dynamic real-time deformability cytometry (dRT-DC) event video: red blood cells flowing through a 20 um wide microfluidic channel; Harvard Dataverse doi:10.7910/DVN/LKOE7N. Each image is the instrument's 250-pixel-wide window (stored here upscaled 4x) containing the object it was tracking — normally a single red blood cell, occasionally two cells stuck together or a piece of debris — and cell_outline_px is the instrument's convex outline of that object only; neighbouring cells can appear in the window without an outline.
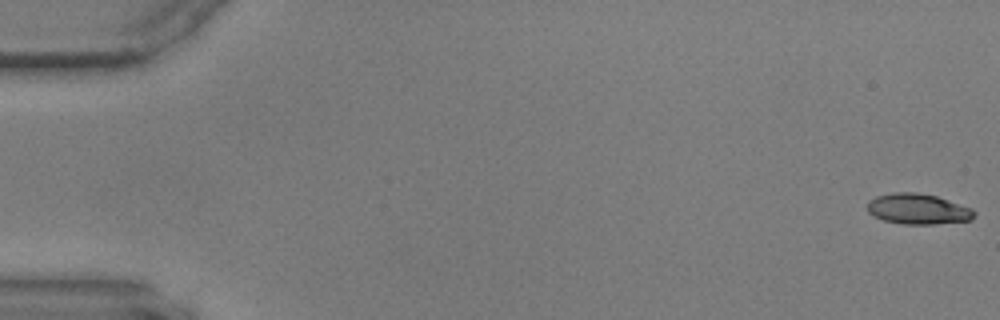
{"species": "common noctule bat (a hibernating species)", "species_latin": "Nyctalus noctula", "temperature_condition": "warm", "stored_images_in_passage": 59, "camera_frame_rate_fps": 3000, "um_per_image_px": 0.085, "animal": {"sex": "male", "body_mass_g": 17.9, "forearm_length_mm": 54.2}, "frame": {"image": 1, "passage_image": 1, "time_ms": 0.0, "image_size_px": [1000, 320], "cell_outline_px": [[976, 216], [972, 220], [932, 224], [904, 224], [884, 220], [872, 216], [868, 212], [868, 200], [876, 196], [892, 192], [916, 192], [936, 196], [972, 208], [976, 212]], "centroid_in_image_um": [78.02, 17.76], "position_along_channel_um": 7.0, "area_um2": 19.13}}
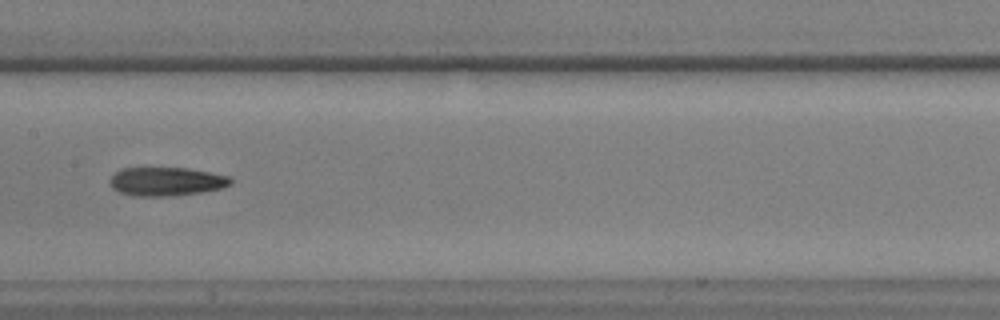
{"frame": {"image": 2, "passage_image": 30, "time_ms": 9.667, "image_size_px": [1000, 320], "cell_outline_px": [[232, 184], [220, 188], [200, 192], [168, 196], [132, 196], [120, 192], [112, 188], [108, 180], [116, 172], [124, 168], [188, 168], [212, 172], [228, 176], [232, 180]], "centroid_in_image_um": [14.12, 15.42], "position_along_channel_um": 193.3, "area_um2": 20.11}}
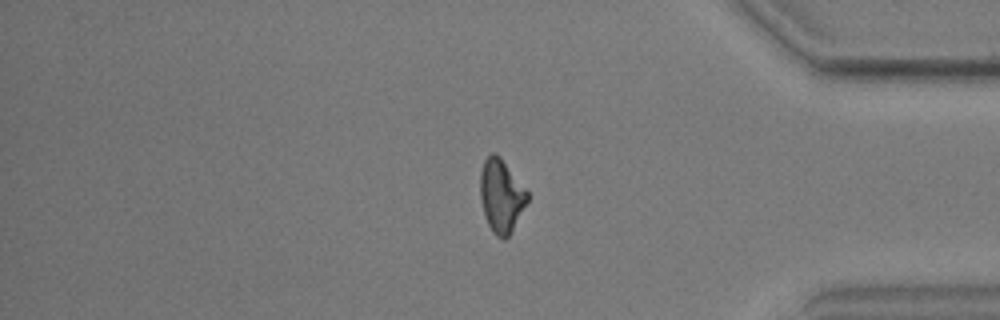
{"frame": {"image": 3, "passage_image": 49, "time_ms": 16.0, "image_size_px": [1000, 320], "cell_outline_px": [[528, 200], [508, 236], [504, 240], [496, 236], [492, 232], [488, 224], [484, 212], [480, 196], [480, 172], [484, 160], [492, 152], [496, 152], [500, 156], [528, 192]], "centroid_in_image_um": [42.58, 16.62], "position_along_channel_um": 392.6, "area_um2": 19.83}}